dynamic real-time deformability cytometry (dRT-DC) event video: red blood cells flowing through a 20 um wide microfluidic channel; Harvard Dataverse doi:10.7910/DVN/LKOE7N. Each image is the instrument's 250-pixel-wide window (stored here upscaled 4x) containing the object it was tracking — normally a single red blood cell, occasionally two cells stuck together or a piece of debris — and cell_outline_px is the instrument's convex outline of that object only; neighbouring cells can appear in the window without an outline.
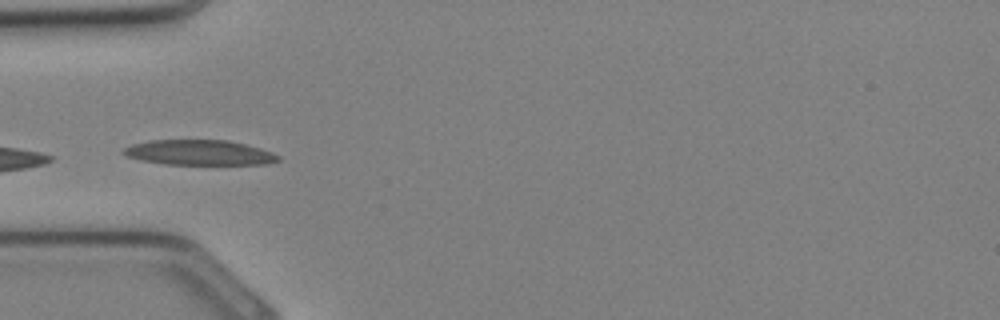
{"species": "Egyptian fruit bat (a non-hibernating species)", "species_latin": "Rousettus aegyptiacus", "temperature_condition": "cold", "stored_images_in_passage": 19, "camera_frame_rate_fps": 3000, "um_per_image_px": 0.085, "animal": {"sex": "female"}, "frame": {"image": 1, "passage_image": 1, "time_ms": 0.0, "image_size_px": [1000, 320], "cell_outline_px": [[280, 160], [268, 164], [164, 164], [140, 160], [128, 156], [124, 152], [124, 148], [132, 144], [148, 140], [228, 140], [260, 148], [272, 152], [280, 156]], "centroid_in_image_um": [16.96, 12.97], "position_along_channel_um": 68.0, "area_um2": 22.54}}